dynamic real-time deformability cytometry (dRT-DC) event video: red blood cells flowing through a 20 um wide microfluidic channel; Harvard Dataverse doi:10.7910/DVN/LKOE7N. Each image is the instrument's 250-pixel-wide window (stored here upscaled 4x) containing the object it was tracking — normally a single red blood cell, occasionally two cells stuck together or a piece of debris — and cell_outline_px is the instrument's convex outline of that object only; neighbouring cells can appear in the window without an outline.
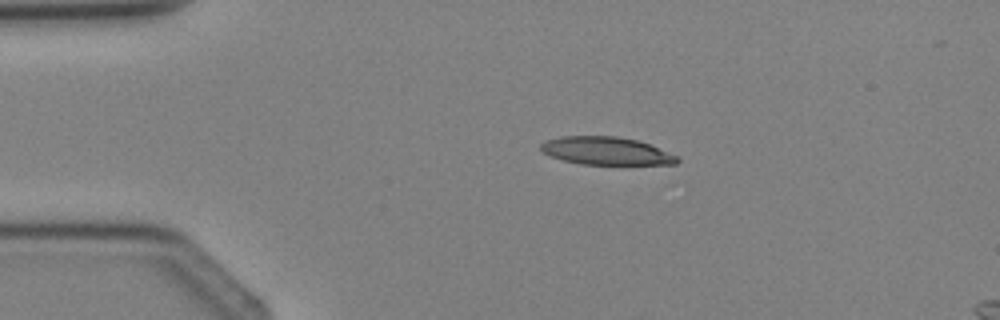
{"species": "Egyptian fruit bat (a non-hibernating species)", "species_latin": "Rousettus aegyptiacus", "temperature_condition": "cold", "stored_images_in_passage": 3, "camera_frame_rate_fps": 3000, "um_per_image_px": 0.085, "animal": {"sex": "female"}, "frame": {"image": 1, "passage_image": 1, "time_ms": 0.0, "image_size_px": [1000, 320], "cell_outline_px": [[680, 160], [676, 164], [580, 164], [564, 160], [552, 156], [544, 152], [540, 148], [540, 144], [548, 140], [560, 136], [616, 136], [636, 140], [652, 144], [676, 156]], "centroid_in_image_um": [51.54, 12.82], "position_along_channel_um": 33.5, "area_um2": 21.96}}
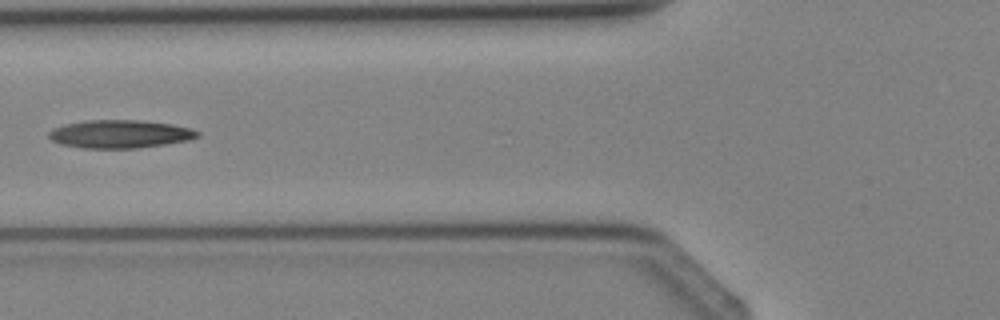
{"frame": {"image": 2, "passage_image": 3, "time_ms": 2.333, "image_size_px": [1000, 320], "cell_outline_px": [[200, 136], [188, 140], [164, 144], [136, 148], [84, 148], [60, 144], [52, 140], [48, 136], [48, 132], [52, 128], [64, 124], [84, 120], [144, 120], [172, 124], [188, 128], [200, 132]], "centroid_in_image_um": [10.16, 11.38], "position_along_channel_um": 115.6, "area_um2": 24.39}}